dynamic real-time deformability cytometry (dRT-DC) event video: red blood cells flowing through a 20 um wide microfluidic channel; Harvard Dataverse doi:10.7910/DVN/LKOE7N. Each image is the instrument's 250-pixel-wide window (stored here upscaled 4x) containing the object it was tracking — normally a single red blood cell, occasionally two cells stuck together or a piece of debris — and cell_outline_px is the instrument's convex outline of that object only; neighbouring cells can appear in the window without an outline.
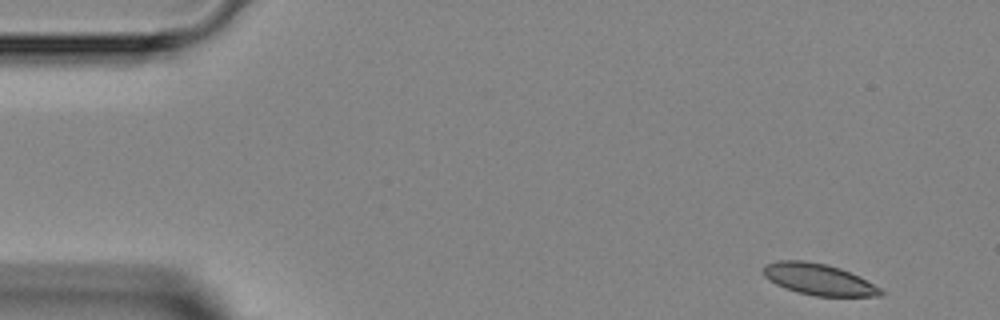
{"species": "Egyptian fruit bat (a non-hibernating species)", "species_latin": "Rousettus aegyptiacus", "temperature_condition": "room temperature", "stored_images_in_passage": 3, "segment_of_instrument_passage": [1, 2], "camera_frame_rate_fps": 3000, "um_per_image_px": 0.085, "animal": {"sex": "female"}, "frame": {"image": 1, "passage_image": 1, "time_ms": 0.0, "image_size_px": [1000, 320], "cell_outline_px": [[884, 296], [816, 296], [796, 292], [784, 288], [768, 280], [764, 276], [764, 264], [780, 260], [804, 260], [828, 264], [840, 268], [880, 288], [884, 292]], "centroid_in_image_um": [69.54, 23.74], "position_along_channel_um": 15.5, "area_um2": 21.33}}